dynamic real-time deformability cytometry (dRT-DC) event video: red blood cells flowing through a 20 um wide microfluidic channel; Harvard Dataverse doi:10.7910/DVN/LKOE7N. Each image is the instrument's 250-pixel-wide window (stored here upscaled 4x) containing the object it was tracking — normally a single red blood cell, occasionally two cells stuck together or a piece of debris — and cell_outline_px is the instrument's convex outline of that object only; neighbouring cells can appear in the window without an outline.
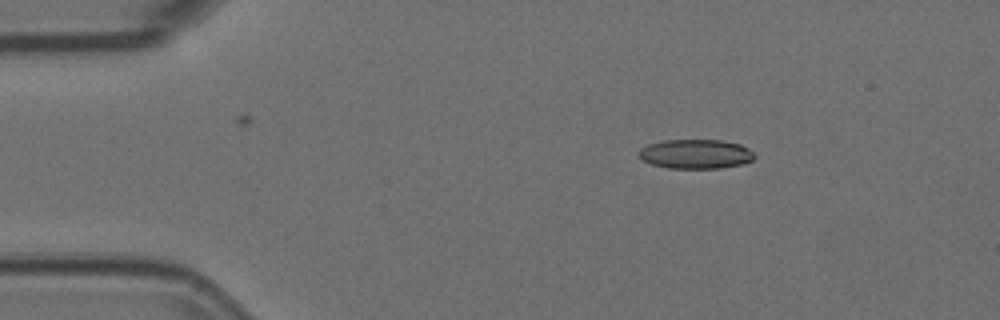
{"species": "Egyptian fruit bat (a non-hibernating species)", "species_latin": "Rousettus aegyptiacus", "temperature_condition": "room temperature", "stored_images_in_passage": 7, "camera_frame_rate_fps": 3000, "um_per_image_px": 0.085, "animal": {"sex": "female"}, "frame": {"image": 1, "passage_image": 2, "time_ms": 0.333, "image_size_px": [1000, 320], "cell_outline_px": [[756, 156], [752, 160], [744, 164], [720, 168], [668, 168], [652, 164], [644, 160], [636, 152], [640, 148], [648, 144], [664, 140], [720, 140], [740, 144], [748, 148]], "centroid_in_image_um": [59.13, 13.09], "position_along_channel_um": 25.9, "area_um2": 19.83}}
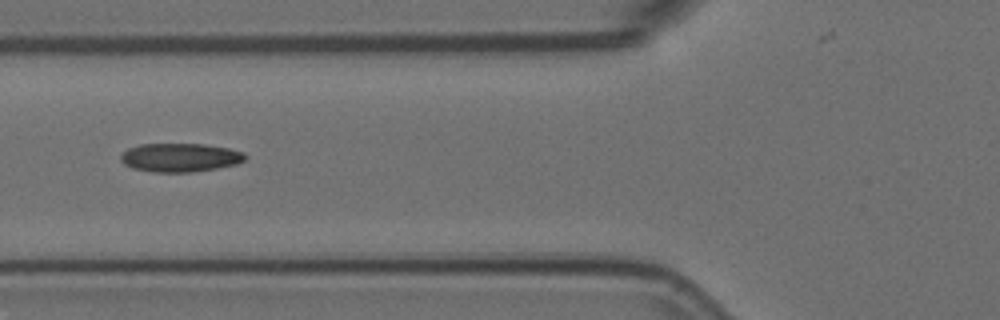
{"frame": {"image": 2, "passage_image": 5, "time_ms": 1.333, "image_size_px": [1000, 320], "cell_outline_px": [[248, 156], [244, 160], [236, 164], [216, 168], [192, 172], [152, 172], [132, 168], [124, 164], [120, 160], [120, 156], [128, 148], [140, 144], [204, 144], [228, 148], [244, 152]], "centroid_in_image_um": [15.3, 13.39], "position_along_channel_um": 110.5, "area_um2": 20.81}}
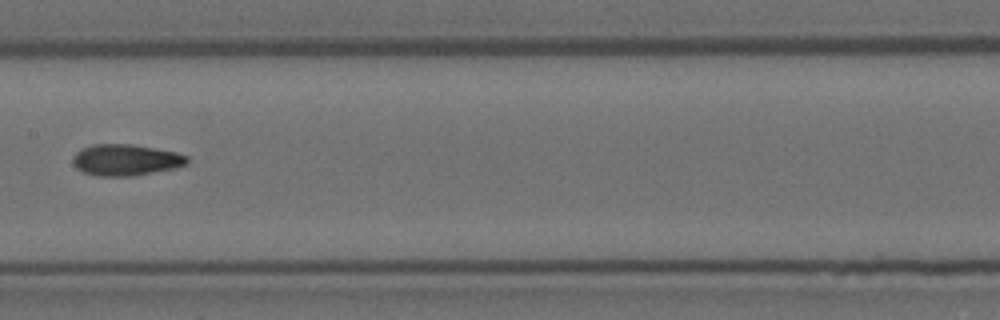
{"frame": {"image": 3, "passage_image": 7, "time_ms": 2.0, "image_size_px": [1000, 320], "cell_outline_px": [[188, 164], [172, 168], [132, 176], [96, 176], [84, 172], [76, 168], [72, 164], [72, 156], [80, 148], [92, 144], [132, 144], [176, 152], [188, 156]], "centroid_in_image_um": [10.63, 13.58], "position_along_channel_um": 196.8, "area_um2": 20.92}}